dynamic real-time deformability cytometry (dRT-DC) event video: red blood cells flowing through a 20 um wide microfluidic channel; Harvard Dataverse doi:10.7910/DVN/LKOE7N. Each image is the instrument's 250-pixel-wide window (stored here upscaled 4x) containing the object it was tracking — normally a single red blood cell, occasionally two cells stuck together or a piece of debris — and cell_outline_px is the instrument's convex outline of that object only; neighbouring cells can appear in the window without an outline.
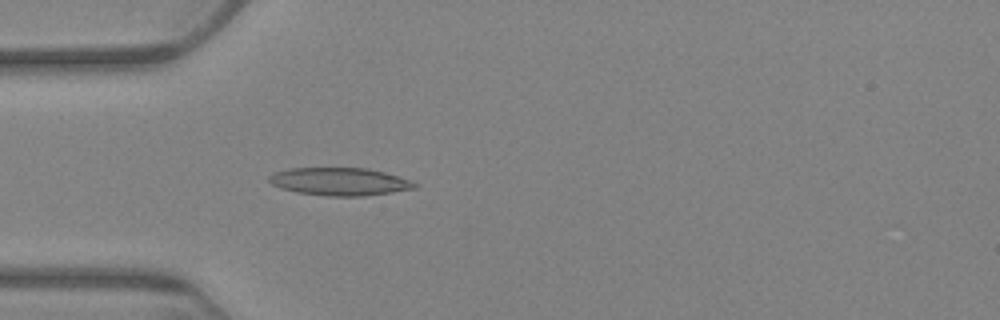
{"species": "Egyptian fruit bat (a non-hibernating species)", "species_latin": "Rousettus aegyptiacus", "temperature_condition": "warm", "stored_images_in_passage": 3, "camera_frame_rate_fps": 3000, "um_per_image_px": 0.085, "animal": {"sex": "female"}, "frame": {"image": 1, "passage_image": 3, "time_ms": 2.333, "image_size_px": [1000, 320], "cell_outline_px": [[420, 184], [416, 188], [392, 192], [364, 196], [324, 196], [296, 192], [280, 188], [272, 184], [268, 180], [268, 176], [276, 172], [288, 168], [368, 168], [384, 172]], "centroid_in_image_um": [28.85, 15.44], "position_along_channel_um": 56.2, "area_um2": 23.58}}